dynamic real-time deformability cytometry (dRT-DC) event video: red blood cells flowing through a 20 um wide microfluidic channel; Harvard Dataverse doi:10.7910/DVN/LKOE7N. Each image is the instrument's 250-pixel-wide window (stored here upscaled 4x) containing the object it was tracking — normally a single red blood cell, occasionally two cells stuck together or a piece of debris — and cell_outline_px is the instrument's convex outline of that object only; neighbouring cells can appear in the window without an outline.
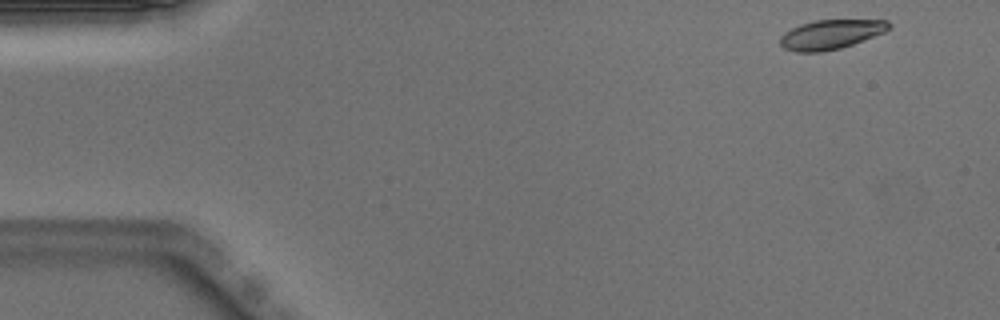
{"species": "Egyptian fruit bat (a non-hibernating species)", "species_latin": "Rousettus aegyptiacus", "temperature_condition": "warm", "stored_images_in_passage": 45, "camera_frame_rate_fps": 3000, "um_per_image_px": 0.085, "animal": {"sex": "male"}, "frame": {"image": 1, "passage_image": 1, "time_ms": 0.0, "image_size_px": [1000, 320], "cell_outline_px": [[892, 24], [884, 32], [864, 40], [840, 48], [820, 52], [796, 52], [784, 48], [780, 44], [780, 36], [784, 32], [800, 24], [816, 20], [888, 20]], "centroid_in_image_um": [70.6, 2.92], "position_along_channel_um": 14.4, "area_um2": 18.55}}
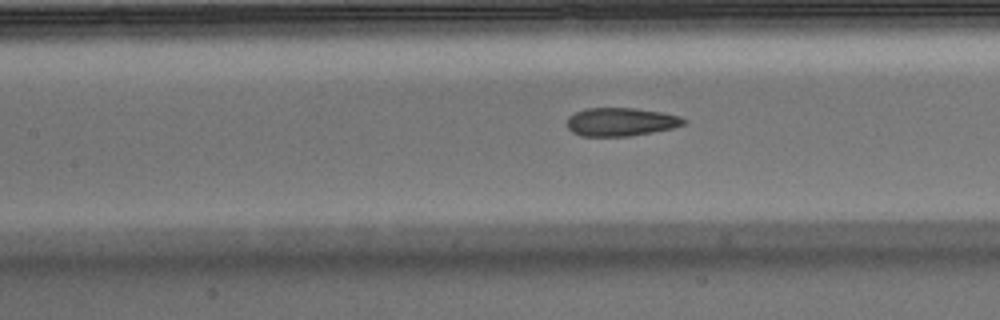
{"frame": {"image": 2, "passage_image": 17, "time_ms": 5.333, "image_size_px": [1000, 320], "cell_outline_px": [[688, 120], [684, 124], [672, 128], [652, 132], [628, 136], [580, 136], [572, 132], [568, 128], [568, 116], [584, 108], [636, 108], [660, 112], [680, 116]], "centroid_in_image_um": [52.76, 10.35], "position_along_channel_um": 154.6, "area_um2": 19.25}}
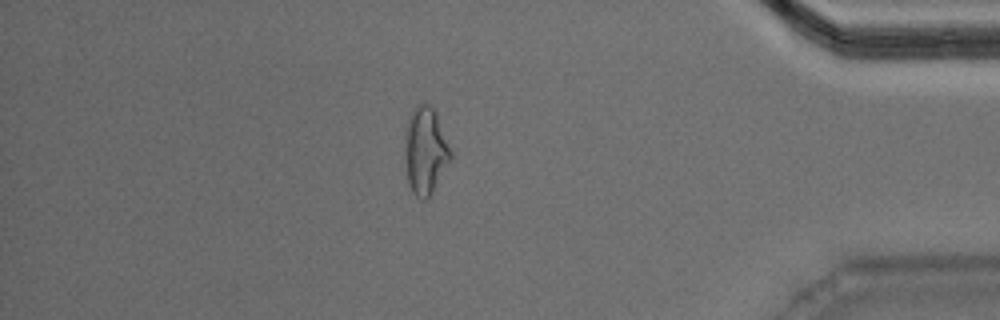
{"frame": {"image": 3, "passage_image": 38, "time_ms": 12.333, "image_size_px": [1000, 320], "cell_outline_px": [[456, 156], [432, 192], [424, 200], [420, 200], [412, 192], [408, 184], [404, 144], [404, 128], [416, 104], [428, 104], [436, 112]], "centroid_in_image_um": [36.21, 12.82], "position_along_channel_um": 399.0, "area_um2": 24.1}, "authors_computed_cell_mechanics": {"area_um2": 19.941, "velocity_mm_per_s": 4.0153, "shape_relaxation_time_tau1_ms": 8.406, "shape_relaxation_time_tau2_ms": 1.4139, "deformation_change_tau1": 0.2291, "deformation_change_tau2": 0.0888}}